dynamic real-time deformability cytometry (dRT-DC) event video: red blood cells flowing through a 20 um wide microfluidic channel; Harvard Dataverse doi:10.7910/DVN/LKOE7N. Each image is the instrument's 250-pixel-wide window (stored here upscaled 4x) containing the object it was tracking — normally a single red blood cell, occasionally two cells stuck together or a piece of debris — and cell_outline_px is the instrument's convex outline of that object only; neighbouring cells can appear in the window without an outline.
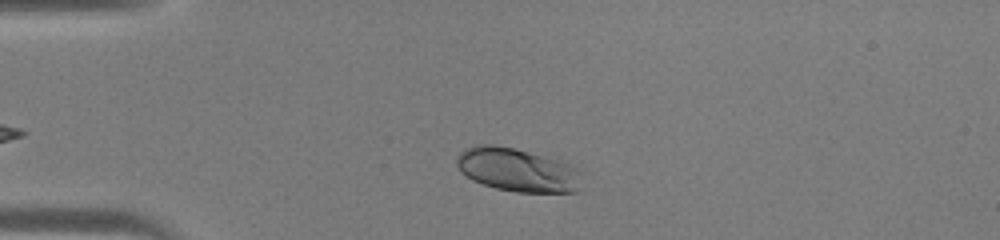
{"species": "human", "species_latin": "Homo sapiens", "temperature_condition": "warm", "stored_images_in_passage": 38, "camera_frame_rate_fps": 3000, "um_per_image_px": 0.085, "donor": {"sex": "male"}, "frame": {"image": 1, "passage_image": 4, "time_ms": 1.0, "image_size_px": [1000, 240], "cell_outline_px": [[580, 192], [516, 192], [496, 188], [472, 180], [460, 172], [456, 164], [456, 156], [464, 148], [476, 144], [492, 144], [512, 148], [528, 152], [556, 160], [568, 164], [576, 168], [580, 172]], "centroid_in_image_um": [43.93, 14.44], "position_along_channel_um": 41.1, "area_um2": 31.62}}
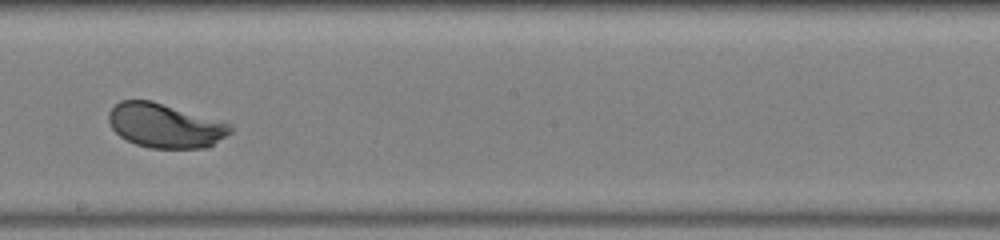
{"frame": {"image": 2, "passage_image": 19, "time_ms": 6.0, "image_size_px": [1000, 240], "cell_outline_px": [[232, 132], [208, 148], [152, 148], [136, 144], [120, 136], [112, 128], [108, 120], [108, 112], [120, 100], [152, 100], [224, 120], [232, 124]], "centroid_in_image_um": [14.09, 10.66], "position_along_channel_um": 234.1, "area_um2": 31.85}}
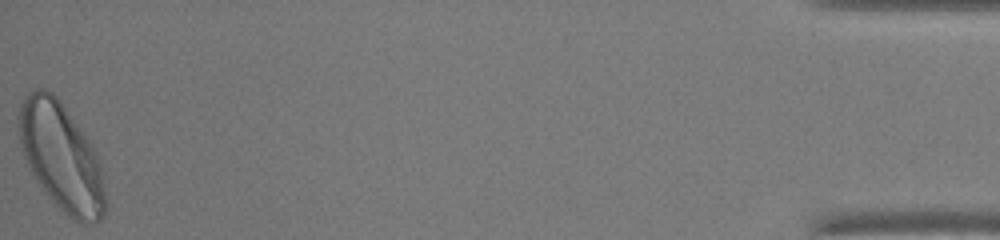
{"frame": {"image": 3, "passage_image": 38, "time_ms": 12.333, "image_size_px": [1000, 240], "cell_outline_px": [[104, 216], [96, 224], [80, 224], [68, 216], [52, 200], [36, 180], [24, 156], [20, 144], [16, 116], [20, 104], [24, 96], [28, 92], [36, 88], [44, 88], [52, 92], [60, 100], [88, 140], [96, 152], [100, 168], [104, 192]], "centroid_in_image_um": [5.17, 13.31], "position_along_channel_um": 430.0, "area_um2": 53.99}}